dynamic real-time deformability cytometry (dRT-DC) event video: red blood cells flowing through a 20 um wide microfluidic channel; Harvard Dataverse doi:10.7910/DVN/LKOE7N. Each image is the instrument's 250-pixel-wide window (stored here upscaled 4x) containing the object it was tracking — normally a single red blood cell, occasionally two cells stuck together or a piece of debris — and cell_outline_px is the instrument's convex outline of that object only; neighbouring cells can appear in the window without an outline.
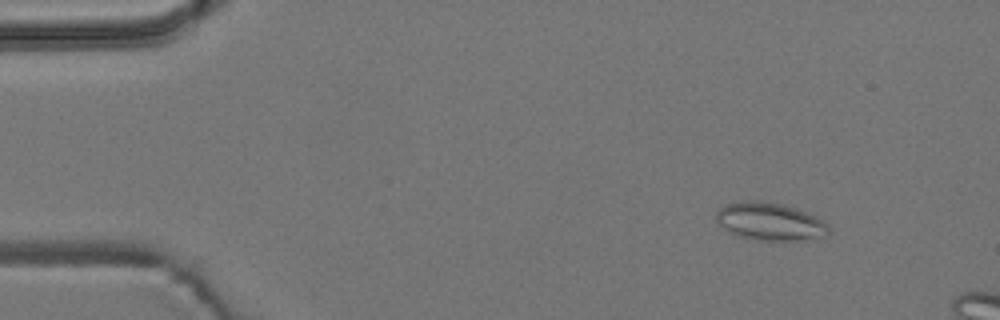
{"species": "common noctule bat (a hibernating species)", "species_latin": "Nyctalus noctula", "temperature_condition": "room temperature", "stored_images_in_passage": 4, "camera_frame_rate_fps": 3000, "um_per_image_px": 0.085, "animal": {"sex": "male", "body_mass_g": 19.2, "forearm_length_mm": 51.8}, "frame": {"image": 1, "passage_image": 2, "time_ms": 1.0, "image_size_px": [1000, 320], "cell_outline_px": [[828, 232], [824, 236], [784, 244], [736, 236], [724, 228], [716, 220], [716, 212], [724, 204], [752, 200], [756, 200], [780, 204], [796, 208], [816, 216], [828, 224]], "centroid_in_image_um": [65.46, 18.87], "position_along_channel_um": 19.5, "area_um2": 25.2}}